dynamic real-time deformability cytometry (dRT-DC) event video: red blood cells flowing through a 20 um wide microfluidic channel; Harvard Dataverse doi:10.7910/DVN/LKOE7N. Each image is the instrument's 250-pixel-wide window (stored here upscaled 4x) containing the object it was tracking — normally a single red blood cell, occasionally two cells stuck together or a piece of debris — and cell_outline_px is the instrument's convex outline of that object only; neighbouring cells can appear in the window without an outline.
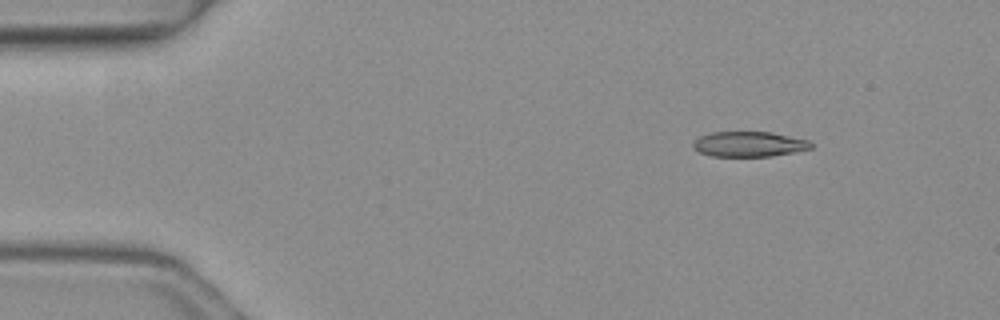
{"species": "common noctule bat (a hibernating species)", "species_latin": "Nyctalus noctula", "temperature_condition": "warm", "stored_images_in_passage": 3, "camera_frame_rate_fps": 3000, "um_per_image_px": 0.085, "animal": {"sex": "female", "body_mass_g": 19.3, "forearm_length_mm": 54.1}, "frame": {"image": 1, "passage_image": 1, "time_ms": 0.0, "image_size_px": [1000, 320], "cell_outline_px": [[812, 148], [772, 156], [712, 156], [700, 152], [692, 148], [692, 144], [700, 136], [712, 132], [772, 132], [808, 140], [812, 144]], "centroid_in_image_um": [63.65, 12.25], "position_along_channel_um": 21.3, "area_um2": 17.17}}